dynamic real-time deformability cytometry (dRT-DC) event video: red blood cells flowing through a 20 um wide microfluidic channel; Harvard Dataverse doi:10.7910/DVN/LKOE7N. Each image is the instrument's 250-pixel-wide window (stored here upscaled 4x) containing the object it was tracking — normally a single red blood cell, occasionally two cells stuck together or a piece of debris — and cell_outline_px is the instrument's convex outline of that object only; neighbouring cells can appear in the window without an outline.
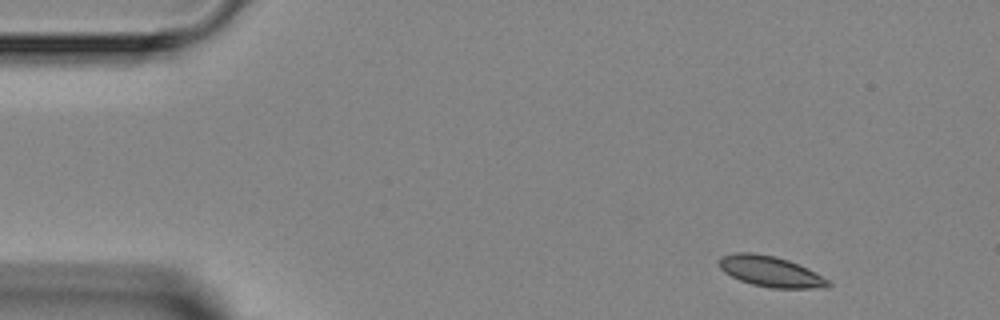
{"species": "Egyptian fruit bat (a non-hibernating species)", "species_latin": "Rousettus aegyptiacus", "temperature_condition": "room temperature", "stored_images_in_passage": 3, "camera_frame_rate_fps": 3000, "um_per_image_px": 0.085, "animal": {"sex": "female"}, "frame": {"image": 1, "passage_image": 1, "time_ms": 0.0, "image_size_px": [1000, 320], "cell_outline_px": [[832, 284], [824, 288], [768, 288], [752, 284], [740, 280], [724, 272], [720, 268], [716, 260], [720, 256], [736, 252], [752, 252], [776, 256], [788, 260], [808, 268], [828, 280]], "centroid_in_image_um": [65.45, 23.06], "position_along_channel_um": 19.5, "area_um2": 19.65}}
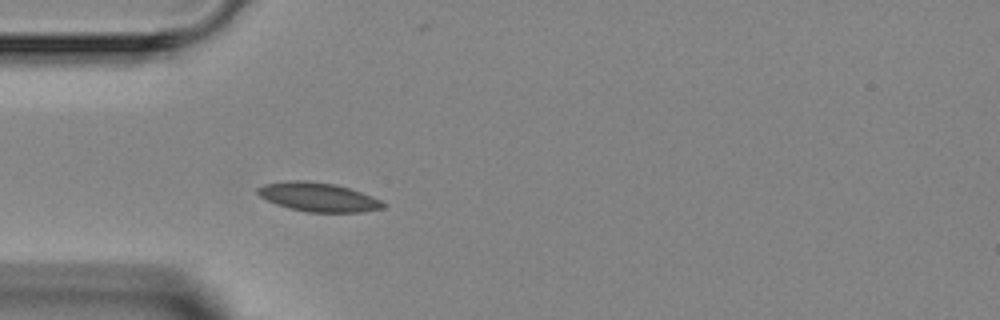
{"frame": {"image": 2, "passage_image": 3, "time_ms": 3.0, "image_size_px": [1000, 320], "cell_outline_px": [[388, 204], [384, 208], [364, 212], [308, 212], [276, 204], [260, 196], [256, 192], [256, 188], [264, 184], [288, 180], [308, 180], [336, 184], [372, 196]], "centroid_in_image_um": [27.07, 16.74], "position_along_channel_um": 57.9, "area_um2": 21.21}}